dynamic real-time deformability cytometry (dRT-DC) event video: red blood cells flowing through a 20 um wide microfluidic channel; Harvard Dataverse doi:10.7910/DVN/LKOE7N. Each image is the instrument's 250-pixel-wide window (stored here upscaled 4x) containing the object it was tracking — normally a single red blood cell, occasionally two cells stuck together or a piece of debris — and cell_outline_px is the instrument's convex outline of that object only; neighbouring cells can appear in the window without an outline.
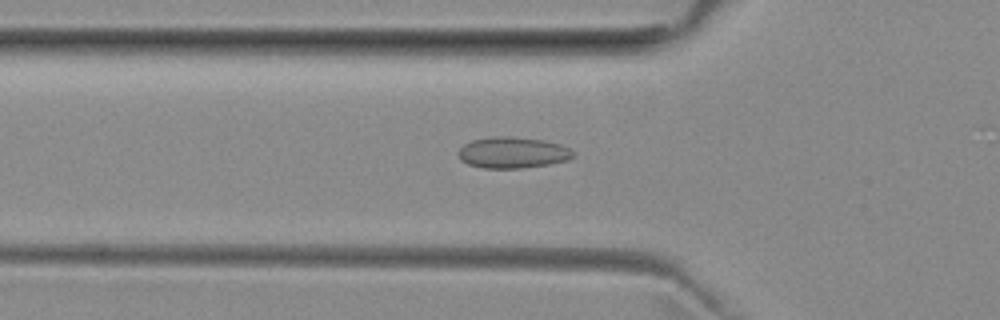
{"species": "common noctule bat (a hibernating species)", "species_latin": "Nyctalus noctula", "temperature_condition": "room temperature", "stored_images_in_passage": 28, "camera_frame_rate_fps": 3000, "um_per_image_px": 0.085, "animal": {"sex": "female", "body_mass_g": 29.2, "forearm_length_mm": 56.3}, "frame": {"image": 1, "passage_image": 6, "time_ms": 1.667, "image_size_px": [1000, 320], "cell_outline_px": [[572, 156], [568, 160], [548, 164], [520, 168], [484, 168], [468, 164], [460, 160], [456, 152], [464, 144], [472, 140], [492, 136], [508, 136], [544, 140], [560, 144], [568, 148], [572, 152]], "centroid_in_image_um": [43.51, 12.96], "position_along_channel_um": 82.3, "area_um2": 20.81}}
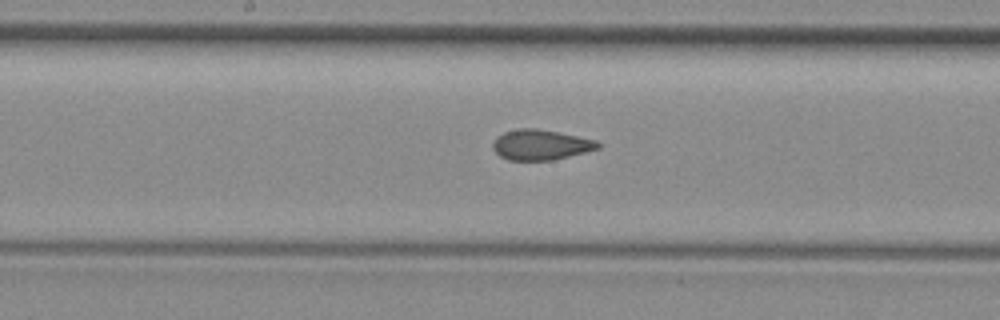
{"frame": {"image": 2, "passage_image": 15, "time_ms": 4.667, "image_size_px": [1000, 320], "cell_outline_px": [[600, 148], [552, 160], [508, 160], [500, 156], [492, 148], [492, 144], [496, 136], [504, 132], [520, 128], [536, 128], [596, 140], [600, 144]], "centroid_in_image_um": [45.91, 12.3], "position_along_channel_um": 202.3, "area_um2": 18.38}}
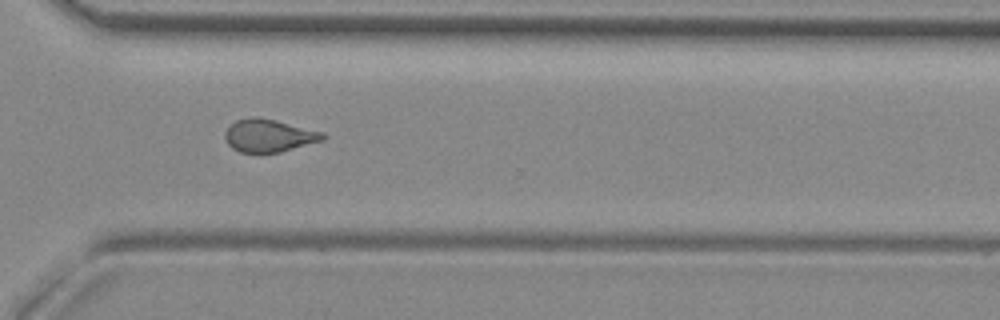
{"frame": {"image": 3, "passage_image": 26, "time_ms": 8.333, "image_size_px": [1000, 320], "cell_outline_px": [[328, 136], [324, 140], [280, 152], [240, 152], [232, 148], [228, 144], [224, 136], [224, 132], [236, 120], [252, 116], [256, 116], [276, 120], [324, 132]], "centroid_in_image_um": [22.88, 11.51], "position_along_channel_um": 347.7, "area_um2": 18.73}, "authors_computed_cell_mechanics": {"area_um2": 18.8428, "velocity_mm_per_s": 3.978, "shape_relaxation_time_tau1_ms": null, "shape_relaxation_time_tau2_ms": 1.3941, "deformation_change_tau1": null, "deformation_change_tau2": 0.074}}